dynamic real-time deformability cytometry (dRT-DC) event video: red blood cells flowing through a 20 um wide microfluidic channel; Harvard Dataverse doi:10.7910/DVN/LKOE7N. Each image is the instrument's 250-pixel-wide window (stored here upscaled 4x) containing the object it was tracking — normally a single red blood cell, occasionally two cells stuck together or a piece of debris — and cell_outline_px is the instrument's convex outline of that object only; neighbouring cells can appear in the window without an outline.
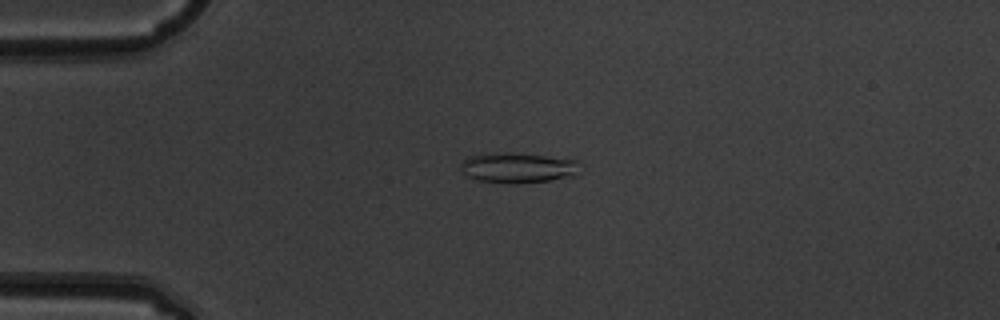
{"species": "common noctule bat (a hibernating species)", "species_latin": "Nyctalus noctula", "temperature_condition": "warm", "stored_images_in_passage": 7, "camera_frame_rate_fps": 3000, "um_per_image_px": 0.085, "animal": {"sex": "male", "body_mass_g": 19.5, "forearm_length_mm": 54.6}, "frame": {"image": 1, "passage_image": 3, "time_ms": 0.667, "image_size_px": [1000, 320], "cell_outline_px": [[580, 160], [576, 176], [548, 180], [516, 184], [508, 184], [480, 180], [468, 176], [460, 168], [460, 164], [468, 156], [480, 152], [512, 152]], "centroid_in_image_um": [44.0, 14.24], "position_along_channel_um": 41.0, "area_um2": 21.39}}
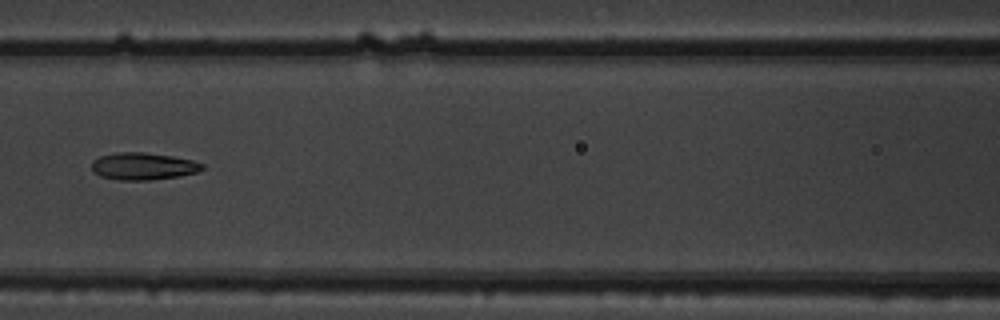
{"frame": {"image": 2, "passage_image": 6, "time_ms": 1.667, "image_size_px": [1000, 320], "cell_outline_px": [[204, 168], [196, 172], [180, 176], [148, 180], [120, 180], [100, 176], [92, 172], [92, 160], [100, 156], [116, 152], [144, 152], [172, 156], [192, 160], [204, 164]], "centroid_in_image_um": [12.14, 14.12], "position_along_channel_um": 154.5, "area_um2": 17.57}}
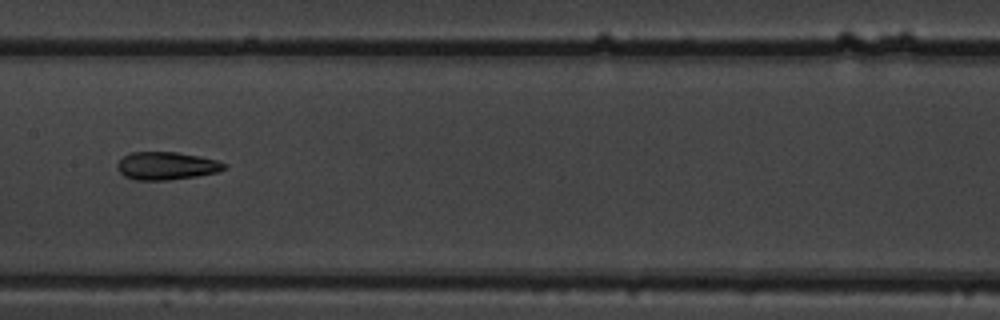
{"frame": {"image": 3, "passage_image": 7, "time_ms": 2.0, "image_size_px": [1000, 320], "cell_outline_px": [[228, 168], [216, 172], [196, 176], [168, 180], [136, 180], [124, 176], [116, 168], [116, 164], [124, 156], [132, 152], [176, 152], [200, 156], [216, 160], [228, 164]], "centroid_in_image_um": [14.16, 14.09], "position_along_channel_um": 193.2, "area_um2": 17.4}}